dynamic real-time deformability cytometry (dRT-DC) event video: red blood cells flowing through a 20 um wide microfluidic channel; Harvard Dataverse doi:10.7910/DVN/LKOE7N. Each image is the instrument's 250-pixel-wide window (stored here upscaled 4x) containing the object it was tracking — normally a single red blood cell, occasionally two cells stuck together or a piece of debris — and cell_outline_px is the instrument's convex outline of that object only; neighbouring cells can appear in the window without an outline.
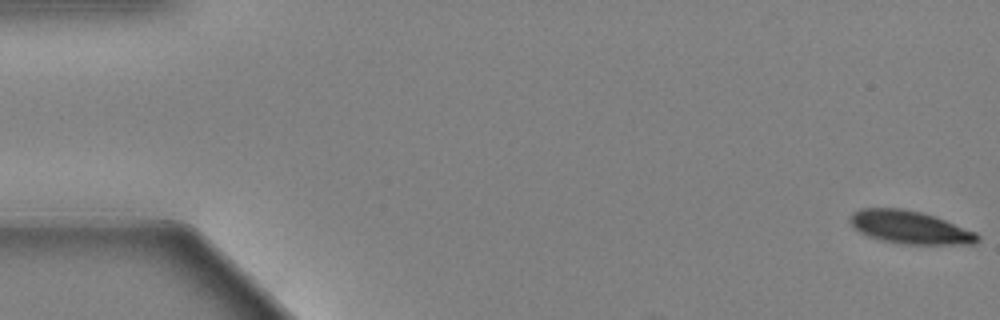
{"species": "Egyptian fruit bat (a non-hibernating species)", "species_latin": "Rousettus aegyptiacus", "temperature_condition": "warm", "stored_images_in_passage": 58, "camera_frame_rate_fps": 3000, "um_per_image_px": 0.085, "animal": {"sex": "female"}, "frame": {"image": 1, "passage_image": 1, "time_ms": 0.0, "image_size_px": [1000, 320], "cell_outline_px": [[980, 240], [976, 244], [904, 244], [880, 240], [868, 236], [860, 232], [848, 220], [848, 216], [852, 212], [860, 208], [904, 208], [936, 216], [976, 232], [980, 236]], "centroid_in_image_um": [77.35, 19.31], "position_along_channel_um": 7.7, "area_um2": 24.68}}
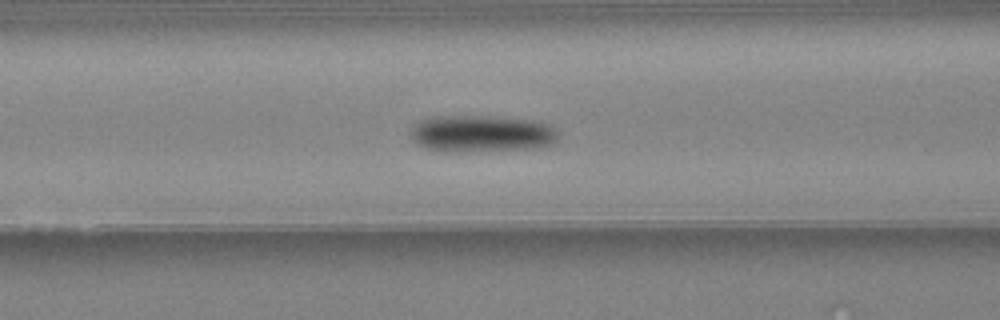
{"frame": {"image": 2, "passage_image": 24, "time_ms": 7.667, "image_size_px": [1000, 320], "cell_outline_px": [[556, 140], [552, 144], [536, 148], [460, 152], [444, 152], [428, 148], [416, 144], [412, 140], [412, 124], [420, 120], [432, 116], [500, 116], [532, 120], [548, 124], [556, 132]], "centroid_in_image_um": [40.88, 11.35], "position_along_channel_um": 125.7, "area_um2": 31.96}}
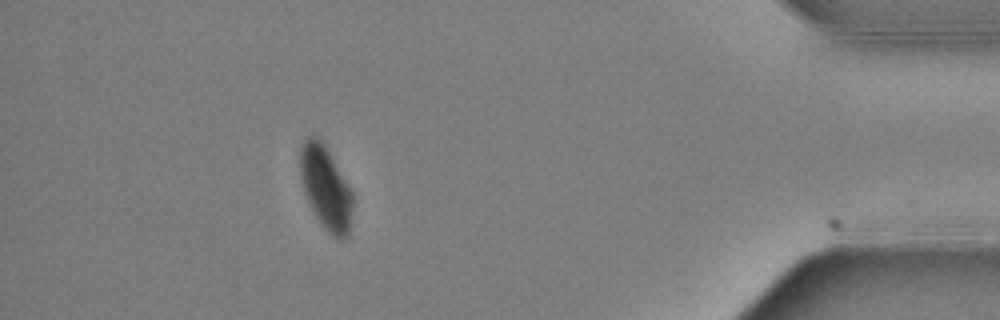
{"frame": {"image": 3, "passage_image": 52, "time_ms": 17.0, "image_size_px": [1000, 320], "cell_outline_px": [[352, 208], [348, 236], [332, 236], [324, 228], [316, 216], [304, 192], [300, 176], [300, 144], [308, 136], [316, 136], [324, 144], [352, 192]], "centroid_in_image_um": [27.66, 15.92], "position_along_channel_um": 407.5, "area_um2": 24.91}, "authors_computed_cell_mechanics": {"area_um2": 27.9752, "velocity_mm_per_s": 3.568, "shape_relaxation_time_tau1_ms": 1.9385, "shape_relaxation_time_tau2_ms": null, "deformation_change_tau1": 0.1237, "deformation_change_tau2": null}}